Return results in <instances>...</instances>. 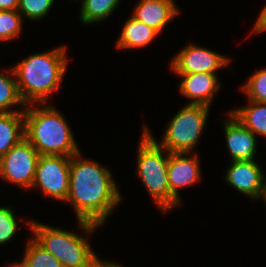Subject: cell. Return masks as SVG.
I'll return each instance as SVG.
<instances>
[{
	"label": "cell",
	"mask_w": 266,
	"mask_h": 267,
	"mask_svg": "<svg viewBox=\"0 0 266 267\" xmlns=\"http://www.w3.org/2000/svg\"><path fill=\"white\" fill-rule=\"evenodd\" d=\"M78 152L70 158L69 193L77 223L87 234L102 225L122 200L111 172L99 163L82 159Z\"/></svg>",
	"instance_id": "6da1fadb"
},
{
	"label": "cell",
	"mask_w": 266,
	"mask_h": 267,
	"mask_svg": "<svg viewBox=\"0 0 266 267\" xmlns=\"http://www.w3.org/2000/svg\"><path fill=\"white\" fill-rule=\"evenodd\" d=\"M66 46L37 53L13 67L19 93L25 104H44L59 89L67 68Z\"/></svg>",
	"instance_id": "7a4b0ae2"
},
{
	"label": "cell",
	"mask_w": 266,
	"mask_h": 267,
	"mask_svg": "<svg viewBox=\"0 0 266 267\" xmlns=\"http://www.w3.org/2000/svg\"><path fill=\"white\" fill-rule=\"evenodd\" d=\"M24 108V135L40 155L73 156L79 151L67 121L55 107Z\"/></svg>",
	"instance_id": "3957f363"
},
{
	"label": "cell",
	"mask_w": 266,
	"mask_h": 267,
	"mask_svg": "<svg viewBox=\"0 0 266 267\" xmlns=\"http://www.w3.org/2000/svg\"><path fill=\"white\" fill-rule=\"evenodd\" d=\"M142 134L136 163L139 178L155 204L166 213L180 204L171 194L168 182L167 165L170 152L159 145L146 126Z\"/></svg>",
	"instance_id": "277c9868"
},
{
	"label": "cell",
	"mask_w": 266,
	"mask_h": 267,
	"mask_svg": "<svg viewBox=\"0 0 266 267\" xmlns=\"http://www.w3.org/2000/svg\"><path fill=\"white\" fill-rule=\"evenodd\" d=\"M29 225L35 235L33 239L51 253L63 267H94L101 261L85 237L33 220Z\"/></svg>",
	"instance_id": "5b68a950"
},
{
	"label": "cell",
	"mask_w": 266,
	"mask_h": 267,
	"mask_svg": "<svg viewBox=\"0 0 266 267\" xmlns=\"http://www.w3.org/2000/svg\"><path fill=\"white\" fill-rule=\"evenodd\" d=\"M210 107L187 104L167 125L160 146L170 153H191L207 122Z\"/></svg>",
	"instance_id": "8992f818"
},
{
	"label": "cell",
	"mask_w": 266,
	"mask_h": 267,
	"mask_svg": "<svg viewBox=\"0 0 266 267\" xmlns=\"http://www.w3.org/2000/svg\"><path fill=\"white\" fill-rule=\"evenodd\" d=\"M40 154L23 138L0 158V177L20 187L32 188Z\"/></svg>",
	"instance_id": "52a82bcc"
},
{
	"label": "cell",
	"mask_w": 266,
	"mask_h": 267,
	"mask_svg": "<svg viewBox=\"0 0 266 267\" xmlns=\"http://www.w3.org/2000/svg\"><path fill=\"white\" fill-rule=\"evenodd\" d=\"M70 158L61 155H40L32 187H40L45 195L66 201L69 193Z\"/></svg>",
	"instance_id": "ba28073f"
},
{
	"label": "cell",
	"mask_w": 266,
	"mask_h": 267,
	"mask_svg": "<svg viewBox=\"0 0 266 267\" xmlns=\"http://www.w3.org/2000/svg\"><path fill=\"white\" fill-rule=\"evenodd\" d=\"M183 48L171 62V69L176 74L215 73L230 62L227 56L195 44Z\"/></svg>",
	"instance_id": "9c48e42d"
},
{
	"label": "cell",
	"mask_w": 266,
	"mask_h": 267,
	"mask_svg": "<svg viewBox=\"0 0 266 267\" xmlns=\"http://www.w3.org/2000/svg\"><path fill=\"white\" fill-rule=\"evenodd\" d=\"M226 182L253 199H260L265 175L254 160L231 161L226 170Z\"/></svg>",
	"instance_id": "30bf717a"
},
{
	"label": "cell",
	"mask_w": 266,
	"mask_h": 267,
	"mask_svg": "<svg viewBox=\"0 0 266 267\" xmlns=\"http://www.w3.org/2000/svg\"><path fill=\"white\" fill-rule=\"evenodd\" d=\"M189 153H170L167 175L171 194L180 202L179 190L191 186L200 180V165L197 154L187 157Z\"/></svg>",
	"instance_id": "8fae6325"
},
{
	"label": "cell",
	"mask_w": 266,
	"mask_h": 267,
	"mask_svg": "<svg viewBox=\"0 0 266 267\" xmlns=\"http://www.w3.org/2000/svg\"><path fill=\"white\" fill-rule=\"evenodd\" d=\"M224 121L227 147L232 161L255 160L257 147L256 135L247 129L233 114Z\"/></svg>",
	"instance_id": "7c38bea8"
},
{
	"label": "cell",
	"mask_w": 266,
	"mask_h": 267,
	"mask_svg": "<svg viewBox=\"0 0 266 267\" xmlns=\"http://www.w3.org/2000/svg\"><path fill=\"white\" fill-rule=\"evenodd\" d=\"M217 73L177 74L182 77L180 92L191 101L188 104L210 107L215 93L220 88Z\"/></svg>",
	"instance_id": "4fadbf2b"
},
{
	"label": "cell",
	"mask_w": 266,
	"mask_h": 267,
	"mask_svg": "<svg viewBox=\"0 0 266 267\" xmlns=\"http://www.w3.org/2000/svg\"><path fill=\"white\" fill-rule=\"evenodd\" d=\"M135 6L131 16L158 33L180 12L174 0H140Z\"/></svg>",
	"instance_id": "5bb4252c"
},
{
	"label": "cell",
	"mask_w": 266,
	"mask_h": 267,
	"mask_svg": "<svg viewBox=\"0 0 266 267\" xmlns=\"http://www.w3.org/2000/svg\"><path fill=\"white\" fill-rule=\"evenodd\" d=\"M22 109L0 113V158L25 138L24 108Z\"/></svg>",
	"instance_id": "9a60e30c"
},
{
	"label": "cell",
	"mask_w": 266,
	"mask_h": 267,
	"mask_svg": "<svg viewBox=\"0 0 266 267\" xmlns=\"http://www.w3.org/2000/svg\"><path fill=\"white\" fill-rule=\"evenodd\" d=\"M158 34L155 29L130 16L124 24L116 46L120 49L143 47L148 45Z\"/></svg>",
	"instance_id": "2e32d148"
},
{
	"label": "cell",
	"mask_w": 266,
	"mask_h": 267,
	"mask_svg": "<svg viewBox=\"0 0 266 267\" xmlns=\"http://www.w3.org/2000/svg\"><path fill=\"white\" fill-rule=\"evenodd\" d=\"M249 104L246 107L231 110L230 113L253 134L266 138V103L249 100Z\"/></svg>",
	"instance_id": "e0dca14e"
},
{
	"label": "cell",
	"mask_w": 266,
	"mask_h": 267,
	"mask_svg": "<svg viewBox=\"0 0 266 267\" xmlns=\"http://www.w3.org/2000/svg\"><path fill=\"white\" fill-rule=\"evenodd\" d=\"M80 20L84 24L98 22L107 17L116 9L120 0H81Z\"/></svg>",
	"instance_id": "ac0fdd59"
},
{
	"label": "cell",
	"mask_w": 266,
	"mask_h": 267,
	"mask_svg": "<svg viewBox=\"0 0 266 267\" xmlns=\"http://www.w3.org/2000/svg\"><path fill=\"white\" fill-rule=\"evenodd\" d=\"M6 72L13 75V77L11 78L7 75L0 74V113L13 112L11 110L13 105L14 107L17 105H23L26 107V104L20 96L13 68L9 71L7 70Z\"/></svg>",
	"instance_id": "d6986e66"
},
{
	"label": "cell",
	"mask_w": 266,
	"mask_h": 267,
	"mask_svg": "<svg viewBox=\"0 0 266 267\" xmlns=\"http://www.w3.org/2000/svg\"><path fill=\"white\" fill-rule=\"evenodd\" d=\"M23 267H63V265L34 239L28 241L22 260Z\"/></svg>",
	"instance_id": "ffe728a7"
},
{
	"label": "cell",
	"mask_w": 266,
	"mask_h": 267,
	"mask_svg": "<svg viewBox=\"0 0 266 267\" xmlns=\"http://www.w3.org/2000/svg\"><path fill=\"white\" fill-rule=\"evenodd\" d=\"M21 18L17 10H0V41H9L20 35Z\"/></svg>",
	"instance_id": "44dd1931"
},
{
	"label": "cell",
	"mask_w": 266,
	"mask_h": 267,
	"mask_svg": "<svg viewBox=\"0 0 266 267\" xmlns=\"http://www.w3.org/2000/svg\"><path fill=\"white\" fill-rule=\"evenodd\" d=\"M241 88L249 100L266 103V68L255 71Z\"/></svg>",
	"instance_id": "7402d4cb"
},
{
	"label": "cell",
	"mask_w": 266,
	"mask_h": 267,
	"mask_svg": "<svg viewBox=\"0 0 266 267\" xmlns=\"http://www.w3.org/2000/svg\"><path fill=\"white\" fill-rule=\"evenodd\" d=\"M55 0H19L18 13L30 20L44 18Z\"/></svg>",
	"instance_id": "603a6c76"
},
{
	"label": "cell",
	"mask_w": 266,
	"mask_h": 267,
	"mask_svg": "<svg viewBox=\"0 0 266 267\" xmlns=\"http://www.w3.org/2000/svg\"><path fill=\"white\" fill-rule=\"evenodd\" d=\"M17 220L11 207H0V244L12 239L17 230Z\"/></svg>",
	"instance_id": "cb8c5ba5"
},
{
	"label": "cell",
	"mask_w": 266,
	"mask_h": 267,
	"mask_svg": "<svg viewBox=\"0 0 266 267\" xmlns=\"http://www.w3.org/2000/svg\"><path fill=\"white\" fill-rule=\"evenodd\" d=\"M262 33V32H266V5L264 6V8L262 9V11L260 12V15L258 17V19L255 22L254 28L252 30L253 34H257V33Z\"/></svg>",
	"instance_id": "d4e9b609"
},
{
	"label": "cell",
	"mask_w": 266,
	"mask_h": 267,
	"mask_svg": "<svg viewBox=\"0 0 266 267\" xmlns=\"http://www.w3.org/2000/svg\"><path fill=\"white\" fill-rule=\"evenodd\" d=\"M19 0H0V10H17Z\"/></svg>",
	"instance_id": "484cf974"
},
{
	"label": "cell",
	"mask_w": 266,
	"mask_h": 267,
	"mask_svg": "<svg viewBox=\"0 0 266 267\" xmlns=\"http://www.w3.org/2000/svg\"><path fill=\"white\" fill-rule=\"evenodd\" d=\"M94 267H111V262L109 261H100Z\"/></svg>",
	"instance_id": "4316f807"
},
{
	"label": "cell",
	"mask_w": 266,
	"mask_h": 267,
	"mask_svg": "<svg viewBox=\"0 0 266 267\" xmlns=\"http://www.w3.org/2000/svg\"><path fill=\"white\" fill-rule=\"evenodd\" d=\"M263 200L265 201L266 204V181L264 179V185H263V192H262V196Z\"/></svg>",
	"instance_id": "83f0119b"
},
{
	"label": "cell",
	"mask_w": 266,
	"mask_h": 267,
	"mask_svg": "<svg viewBox=\"0 0 266 267\" xmlns=\"http://www.w3.org/2000/svg\"><path fill=\"white\" fill-rule=\"evenodd\" d=\"M9 267H23L22 263H13L12 265H9Z\"/></svg>",
	"instance_id": "f1b7e54d"
},
{
	"label": "cell",
	"mask_w": 266,
	"mask_h": 267,
	"mask_svg": "<svg viewBox=\"0 0 266 267\" xmlns=\"http://www.w3.org/2000/svg\"><path fill=\"white\" fill-rule=\"evenodd\" d=\"M111 267H123L120 264H116V262H111Z\"/></svg>",
	"instance_id": "f546056e"
}]
</instances>
